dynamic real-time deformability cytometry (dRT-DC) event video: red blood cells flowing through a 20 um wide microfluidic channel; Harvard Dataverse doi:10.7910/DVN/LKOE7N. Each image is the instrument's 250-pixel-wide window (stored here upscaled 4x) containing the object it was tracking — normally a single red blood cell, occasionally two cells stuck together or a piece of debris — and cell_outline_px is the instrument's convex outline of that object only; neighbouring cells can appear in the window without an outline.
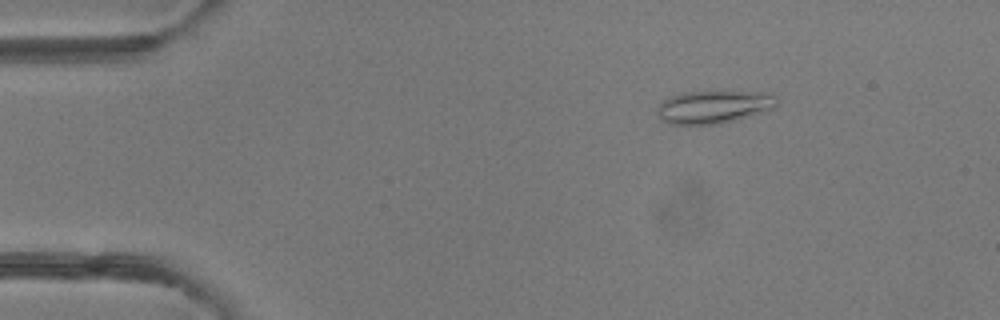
{"species": "common noctule bat (a hibernating species)", "species_latin": "Nyctalus noctula", "temperature_condition": "room temperature", "stored_images_in_passage": 4, "camera_frame_rate_fps": 3000, "um_per_image_px": 0.085, "animal": {"sex": "female"}, "frame": {"image": 1, "passage_image": 2, "time_ms": 1.0, "image_size_px": [1000, 320], "cell_outline_px": [[780, 100], [772, 108], [732, 120], [716, 124], [668, 124], [660, 120], [656, 108], [664, 100], [672, 96], [684, 92], [752, 92], [772, 96]], "centroid_in_image_um": [60.55, 9.09], "position_along_channel_um": 24.4, "area_um2": 22.14}}